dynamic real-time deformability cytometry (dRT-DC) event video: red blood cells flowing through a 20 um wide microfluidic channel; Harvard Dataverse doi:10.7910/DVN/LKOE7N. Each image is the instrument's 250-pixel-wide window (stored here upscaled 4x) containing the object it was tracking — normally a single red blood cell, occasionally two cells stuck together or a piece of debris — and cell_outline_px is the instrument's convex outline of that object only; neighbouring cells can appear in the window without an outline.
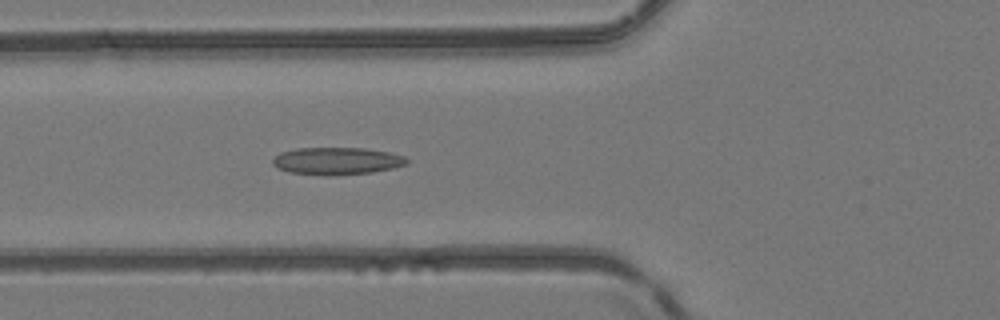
{"species": "common noctule bat (a hibernating species)", "species_latin": "Nyctalus noctula", "temperature_condition": "room temperature", "stored_images_in_passage": 51, "camera_frame_rate_fps": 3000, "um_per_image_px": 0.085, "animal": {"sex": "female", "body_mass_g": 24.6, "forearm_length_mm": 56.2}, "frame": {"image": 1, "passage_image": 20, "time_ms": 6.333, "image_size_px": [1000, 320], "cell_outline_px": [[408, 164], [392, 168], [372, 172], [332, 176], [324, 176], [288, 172], [276, 168], [272, 164], [272, 160], [280, 152], [296, 148], [364, 148], [388, 152], [404, 156], [408, 160]], "centroid_in_image_um": [28.59, 13.69], "position_along_channel_um": 97.2, "area_um2": 21.56}}
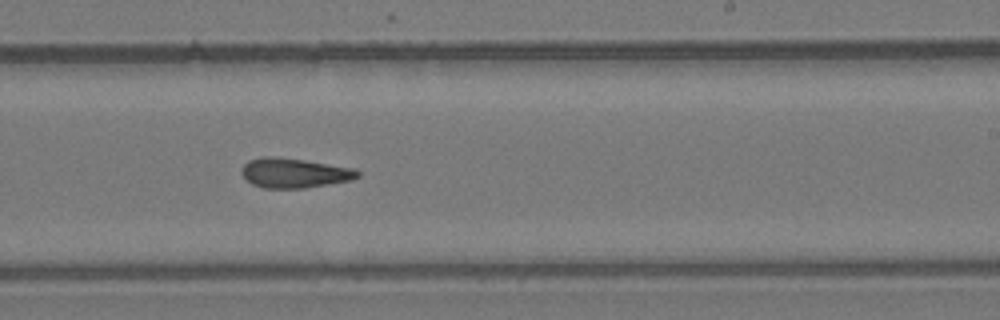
{"frame": {"image": 2, "passage_image": 32, "time_ms": 10.333, "image_size_px": [1000, 320], "cell_outline_px": [[360, 176], [352, 180], [304, 188], [264, 188], [252, 184], [240, 172], [240, 168], [248, 160], [264, 156], [272, 156], [304, 160], [356, 168], [360, 172]], "centroid_in_image_um": [25.02, 14.7], "position_along_channel_um": 264.0, "area_um2": 20.17}}
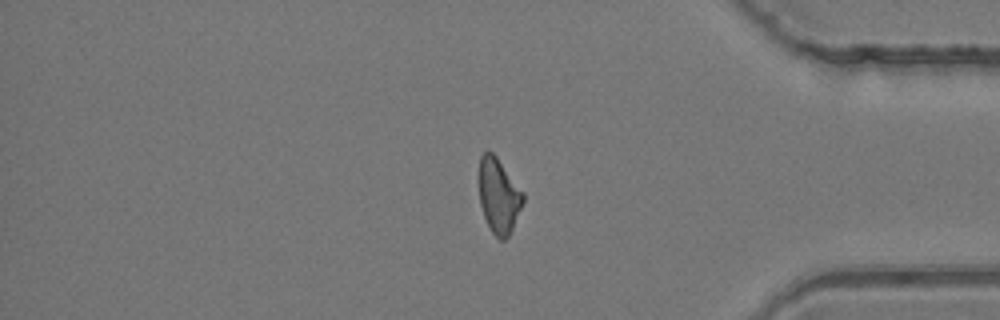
{"frame": {"image": 3, "passage_image": 43, "time_ms": 14.0, "image_size_px": [1000, 320], "cell_outline_px": [[524, 200], [512, 228], [508, 236], [504, 240], [500, 240], [492, 232], [484, 216], [480, 204], [480, 156], [484, 152], [492, 152], [496, 156], [524, 192]], "centroid_in_image_um": [42.4, 16.64], "position_along_channel_um": 392.8, "area_um2": 18.84}}